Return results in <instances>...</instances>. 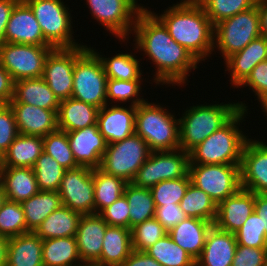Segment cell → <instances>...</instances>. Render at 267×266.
<instances>
[{"instance_id": "obj_34", "label": "cell", "mask_w": 267, "mask_h": 266, "mask_svg": "<svg viewBox=\"0 0 267 266\" xmlns=\"http://www.w3.org/2000/svg\"><path fill=\"white\" fill-rule=\"evenodd\" d=\"M20 204L25 215L27 233L35 232L50 213L63 205L58 192L42 190Z\"/></svg>"}, {"instance_id": "obj_28", "label": "cell", "mask_w": 267, "mask_h": 266, "mask_svg": "<svg viewBox=\"0 0 267 266\" xmlns=\"http://www.w3.org/2000/svg\"><path fill=\"white\" fill-rule=\"evenodd\" d=\"M9 103H27L43 109L59 111L60 101L42 77L14 82V95Z\"/></svg>"}, {"instance_id": "obj_51", "label": "cell", "mask_w": 267, "mask_h": 266, "mask_svg": "<svg viewBox=\"0 0 267 266\" xmlns=\"http://www.w3.org/2000/svg\"><path fill=\"white\" fill-rule=\"evenodd\" d=\"M243 89L248 87L252 90L254 95L260 97L267 93V60L258 63L253 69L247 79L239 86Z\"/></svg>"}, {"instance_id": "obj_60", "label": "cell", "mask_w": 267, "mask_h": 266, "mask_svg": "<svg viewBox=\"0 0 267 266\" xmlns=\"http://www.w3.org/2000/svg\"><path fill=\"white\" fill-rule=\"evenodd\" d=\"M6 195L4 193V189L2 184L0 183V208L2 207L3 203L6 201Z\"/></svg>"}, {"instance_id": "obj_8", "label": "cell", "mask_w": 267, "mask_h": 266, "mask_svg": "<svg viewBox=\"0 0 267 266\" xmlns=\"http://www.w3.org/2000/svg\"><path fill=\"white\" fill-rule=\"evenodd\" d=\"M107 75L98 55L88 47L75 61L73 98L97 108L107 105Z\"/></svg>"}, {"instance_id": "obj_1", "label": "cell", "mask_w": 267, "mask_h": 266, "mask_svg": "<svg viewBox=\"0 0 267 266\" xmlns=\"http://www.w3.org/2000/svg\"><path fill=\"white\" fill-rule=\"evenodd\" d=\"M148 8L137 15L132 36L136 52H143L156 67L153 74L155 85L183 86L189 73L199 67V62L169 34L163 22ZM170 84V85H169Z\"/></svg>"}, {"instance_id": "obj_43", "label": "cell", "mask_w": 267, "mask_h": 266, "mask_svg": "<svg viewBox=\"0 0 267 266\" xmlns=\"http://www.w3.org/2000/svg\"><path fill=\"white\" fill-rule=\"evenodd\" d=\"M213 25L254 7L257 0H196Z\"/></svg>"}, {"instance_id": "obj_35", "label": "cell", "mask_w": 267, "mask_h": 266, "mask_svg": "<svg viewBox=\"0 0 267 266\" xmlns=\"http://www.w3.org/2000/svg\"><path fill=\"white\" fill-rule=\"evenodd\" d=\"M92 176L94 181V213H100L123 195L127 182L105 173L100 168L93 169Z\"/></svg>"}, {"instance_id": "obj_5", "label": "cell", "mask_w": 267, "mask_h": 266, "mask_svg": "<svg viewBox=\"0 0 267 266\" xmlns=\"http://www.w3.org/2000/svg\"><path fill=\"white\" fill-rule=\"evenodd\" d=\"M167 109L149 101L136 106L135 133L146 141L151 151L180 149L179 118Z\"/></svg>"}, {"instance_id": "obj_15", "label": "cell", "mask_w": 267, "mask_h": 266, "mask_svg": "<svg viewBox=\"0 0 267 266\" xmlns=\"http://www.w3.org/2000/svg\"><path fill=\"white\" fill-rule=\"evenodd\" d=\"M93 169L79 166L65 171L58 193L63 206L81 214L94 213Z\"/></svg>"}, {"instance_id": "obj_57", "label": "cell", "mask_w": 267, "mask_h": 266, "mask_svg": "<svg viewBox=\"0 0 267 266\" xmlns=\"http://www.w3.org/2000/svg\"><path fill=\"white\" fill-rule=\"evenodd\" d=\"M259 11L260 34L267 38V0H257Z\"/></svg>"}, {"instance_id": "obj_23", "label": "cell", "mask_w": 267, "mask_h": 266, "mask_svg": "<svg viewBox=\"0 0 267 266\" xmlns=\"http://www.w3.org/2000/svg\"><path fill=\"white\" fill-rule=\"evenodd\" d=\"M267 60V38L260 36L252 40L241 51L225 60V71L230 74V84L238 88L260 62ZM235 86V87H234Z\"/></svg>"}, {"instance_id": "obj_21", "label": "cell", "mask_w": 267, "mask_h": 266, "mask_svg": "<svg viewBox=\"0 0 267 266\" xmlns=\"http://www.w3.org/2000/svg\"><path fill=\"white\" fill-rule=\"evenodd\" d=\"M19 134L44 137L58 129L55 110L43 109L27 103H9Z\"/></svg>"}, {"instance_id": "obj_45", "label": "cell", "mask_w": 267, "mask_h": 266, "mask_svg": "<svg viewBox=\"0 0 267 266\" xmlns=\"http://www.w3.org/2000/svg\"><path fill=\"white\" fill-rule=\"evenodd\" d=\"M191 183L189 174L179 179H169L159 182L150 190L155 206L180 204Z\"/></svg>"}, {"instance_id": "obj_61", "label": "cell", "mask_w": 267, "mask_h": 266, "mask_svg": "<svg viewBox=\"0 0 267 266\" xmlns=\"http://www.w3.org/2000/svg\"><path fill=\"white\" fill-rule=\"evenodd\" d=\"M2 167V156L0 155V168Z\"/></svg>"}, {"instance_id": "obj_3", "label": "cell", "mask_w": 267, "mask_h": 266, "mask_svg": "<svg viewBox=\"0 0 267 266\" xmlns=\"http://www.w3.org/2000/svg\"><path fill=\"white\" fill-rule=\"evenodd\" d=\"M242 101L196 104L187 107L179 118L180 149L189 152L212 133L224 126L240 109L247 110Z\"/></svg>"}, {"instance_id": "obj_49", "label": "cell", "mask_w": 267, "mask_h": 266, "mask_svg": "<svg viewBox=\"0 0 267 266\" xmlns=\"http://www.w3.org/2000/svg\"><path fill=\"white\" fill-rule=\"evenodd\" d=\"M99 214L109 226H121L129 229V205L124 195Z\"/></svg>"}, {"instance_id": "obj_4", "label": "cell", "mask_w": 267, "mask_h": 266, "mask_svg": "<svg viewBox=\"0 0 267 266\" xmlns=\"http://www.w3.org/2000/svg\"><path fill=\"white\" fill-rule=\"evenodd\" d=\"M248 110L240 109L224 126L191 149L190 164H241L242 150L249 136L239 127Z\"/></svg>"}, {"instance_id": "obj_30", "label": "cell", "mask_w": 267, "mask_h": 266, "mask_svg": "<svg viewBox=\"0 0 267 266\" xmlns=\"http://www.w3.org/2000/svg\"><path fill=\"white\" fill-rule=\"evenodd\" d=\"M99 108L73 97L60 101L58 129L71 132L97 124Z\"/></svg>"}, {"instance_id": "obj_46", "label": "cell", "mask_w": 267, "mask_h": 266, "mask_svg": "<svg viewBox=\"0 0 267 266\" xmlns=\"http://www.w3.org/2000/svg\"><path fill=\"white\" fill-rule=\"evenodd\" d=\"M167 233L155 217L138 223L131 228L132 249L134 251H145Z\"/></svg>"}, {"instance_id": "obj_36", "label": "cell", "mask_w": 267, "mask_h": 266, "mask_svg": "<svg viewBox=\"0 0 267 266\" xmlns=\"http://www.w3.org/2000/svg\"><path fill=\"white\" fill-rule=\"evenodd\" d=\"M100 58L107 79L115 80H143L142 70L139 61L135 56L130 52L127 53H118L113 57H104L100 54L98 50L93 49V46L90 47Z\"/></svg>"}, {"instance_id": "obj_12", "label": "cell", "mask_w": 267, "mask_h": 266, "mask_svg": "<svg viewBox=\"0 0 267 266\" xmlns=\"http://www.w3.org/2000/svg\"><path fill=\"white\" fill-rule=\"evenodd\" d=\"M189 164V152L182 149L152 151L138 169L132 183L137 187L151 189L161 181L186 177Z\"/></svg>"}, {"instance_id": "obj_24", "label": "cell", "mask_w": 267, "mask_h": 266, "mask_svg": "<svg viewBox=\"0 0 267 266\" xmlns=\"http://www.w3.org/2000/svg\"><path fill=\"white\" fill-rule=\"evenodd\" d=\"M236 248L235 233L221 230L213 225L195 266H232Z\"/></svg>"}, {"instance_id": "obj_25", "label": "cell", "mask_w": 267, "mask_h": 266, "mask_svg": "<svg viewBox=\"0 0 267 266\" xmlns=\"http://www.w3.org/2000/svg\"><path fill=\"white\" fill-rule=\"evenodd\" d=\"M213 225L212 222L203 219L186 217L167 234L196 261L202 253L207 234Z\"/></svg>"}, {"instance_id": "obj_6", "label": "cell", "mask_w": 267, "mask_h": 266, "mask_svg": "<svg viewBox=\"0 0 267 266\" xmlns=\"http://www.w3.org/2000/svg\"><path fill=\"white\" fill-rule=\"evenodd\" d=\"M34 13L44 39L54 48L83 45L74 39L73 19L62 0H24ZM79 43V44H78Z\"/></svg>"}, {"instance_id": "obj_42", "label": "cell", "mask_w": 267, "mask_h": 266, "mask_svg": "<svg viewBox=\"0 0 267 266\" xmlns=\"http://www.w3.org/2000/svg\"><path fill=\"white\" fill-rule=\"evenodd\" d=\"M43 151L66 170L79 167L70 148L66 131L57 129L43 137Z\"/></svg>"}, {"instance_id": "obj_20", "label": "cell", "mask_w": 267, "mask_h": 266, "mask_svg": "<svg viewBox=\"0 0 267 266\" xmlns=\"http://www.w3.org/2000/svg\"><path fill=\"white\" fill-rule=\"evenodd\" d=\"M107 226L99 213L82 214L75 238L79 256L85 265L92 266L100 258Z\"/></svg>"}, {"instance_id": "obj_54", "label": "cell", "mask_w": 267, "mask_h": 266, "mask_svg": "<svg viewBox=\"0 0 267 266\" xmlns=\"http://www.w3.org/2000/svg\"><path fill=\"white\" fill-rule=\"evenodd\" d=\"M120 266H161L154 258L144 251H132Z\"/></svg>"}, {"instance_id": "obj_48", "label": "cell", "mask_w": 267, "mask_h": 266, "mask_svg": "<svg viewBox=\"0 0 267 266\" xmlns=\"http://www.w3.org/2000/svg\"><path fill=\"white\" fill-rule=\"evenodd\" d=\"M15 116L9 104L0 105V155L7 151L18 135Z\"/></svg>"}, {"instance_id": "obj_33", "label": "cell", "mask_w": 267, "mask_h": 266, "mask_svg": "<svg viewBox=\"0 0 267 266\" xmlns=\"http://www.w3.org/2000/svg\"><path fill=\"white\" fill-rule=\"evenodd\" d=\"M42 261L43 266H86L79 256L75 237L43 240Z\"/></svg>"}, {"instance_id": "obj_11", "label": "cell", "mask_w": 267, "mask_h": 266, "mask_svg": "<svg viewBox=\"0 0 267 266\" xmlns=\"http://www.w3.org/2000/svg\"><path fill=\"white\" fill-rule=\"evenodd\" d=\"M137 2L138 0H86V5L99 25L125 43L129 40V34H132L137 15L144 8Z\"/></svg>"}, {"instance_id": "obj_2", "label": "cell", "mask_w": 267, "mask_h": 266, "mask_svg": "<svg viewBox=\"0 0 267 266\" xmlns=\"http://www.w3.org/2000/svg\"><path fill=\"white\" fill-rule=\"evenodd\" d=\"M153 13L167 27L170 36L199 62L214 52V25L196 0H180L164 10Z\"/></svg>"}, {"instance_id": "obj_14", "label": "cell", "mask_w": 267, "mask_h": 266, "mask_svg": "<svg viewBox=\"0 0 267 266\" xmlns=\"http://www.w3.org/2000/svg\"><path fill=\"white\" fill-rule=\"evenodd\" d=\"M87 48L86 44L74 48H54L47 56L42 78L59 101L72 96L75 61Z\"/></svg>"}, {"instance_id": "obj_26", "label": "cell", "mask_w": 267, "mask_h": 266, "mask_svg": "<svg viewBox=\"0 0 267 266\" xmlns=\"http://www.w3.org/2000/svg\"><path fill=\"white\" fill-rule=\"evenodd\" d=\"M0 183L6 199L13 202L21 203L40 191L33 168L1 167Z\"/></svg>"}, {"instance_id": "obj_37", "label": "cell", "mask_w": 267, "mask_h": 266, "mask_svg": "<svg viewBox=\"0 0 267 266\" xmlns=\"http://www.w3.org/2000/svg\"><path fill=\"white\" fill-rule=\"evenodd\" d=\"M123 195L129 205V229L138 223L155 217V204L150 189L127 183Z\"/></svg>"}, {"instance_id": "obj_9", "label": "cell", "mask_w": 267, "mask_h": 266, "mask_svg": "<svg viewBox=\"0 0 267 266\" xmlns=\"http://www.w3.org/2000/svg\"><path fill=\"white\" fill-rule=\"evenodd\" d=\"M151 152L146 141L134 133L122 141L107 144L100 169L131 183Z\"/></svg>"}, {"instance_id": "obj_32", "label": "cell", "mask_w": 267, "mask_h": 266, "mask_svg": "<svg viewBox=\"0 0 267 266\" xmlns=\"http://www.w3.org/2000/svg\"><path fill=\"white\" fill-rule=\"evenodd\" d=\"M82 214L66 206H61L40 224L35 233L42 239L75 237Z\"/></svg>"}, {"instance_id": "obj_41", "label": "cell", "mask_w": 267, "mask_h": 266, "mask_svg": "<svg viewBox=\"0 0 267 266\" xmlns=\"http://www.w3.org/2000/svg\"><path fill=\"white\" fill-rule=\"evenodd\" d=\"M142 80H115L107 79V104L121 103L138 106L148 99H144L142 92ZM142 84V85H141ZM142 95V96H140ZM142 97V98H141ZM116 101V102H115ZM119 101V102H118ZM111 102V103H110Z\"/></svg>"}, {"instance_id": "obj_10", "label": "cell", "mask_w": 267, "mask_h": 266, "mask_svg": "<svg viewBox=\"0 0 267 266\" xmlns=\"http://www.w3.org/2000/svg\"><path fill=\"white\" fill-rule=\"evenodd\" d=\"M189 177L217 205L242 188L240 164H189Z\"/></svg>"}, {"instance_id": "obj_53", "label": "cell", "mask_w": 267, "mask_h": 266, "mask_svg": "<svg viewBox=\"0 0 267 266\" xmlns=\"http://www.w3.org/2000/svg\"><path fill=\"white\" fill-rule=\"evenodd\" d=\"M14 95V80L0 63V105L9 104Z\"/></svg>"}, {"instance_id": "obj_56", "label": "cell", "mask_w": 267, "mask_h": 266, "mask_svg": "<svg viewBox=\"0 0 267 266\" xmlns=\"http://www.w3.org/2000/svg\"><path fill=\"white\" fill-rule=\"evenodd\" d=\"M254 211L261 217V223L267 236V194H255Z\"/></svg>"}, {"instance_id": "obj_7", "label": "cell", "mask_w": 267, "mask_h": 266, "mask_svg": "<svg viewBox=\"0 0 267 266\" xmlns=\"http://www.w3.org/2000/svg\"><path fill=\"white\" fill-rule=\"evenodd\" d=\"M259 11L257 4L214 25V51L222 54L224 61L241 51L252 40L260 37Z\"/></svg>"}, {"instance_id": "obj_44", "label": "cell", "mask_w": 267, "mask_h": 266, "mask_svg": "<svg viewBox=\"0 0 267 266\" xmlns=\"http://www.w3.org/2000/svg\"><path fill=\"white\" fill-rule=\"evenodd\" d=\"M25 233L27 226L21 204L6 200L0 208V235L11 238Z\"/></svg>"}, {"instance_id": "obj_47", "label": "cell", "mask_w": 267, "mask_h": 266, "mask_svg": "<svg viewBox=\"0 0 267 266\" xmlns=\"http://www.w3.org/2000/svg\"><path fill=\"white\" fill-rule=\"evenodd\" d=\"M236 242L253 248H266L267 236L261 223V217L253 211L241 228L235 232Z\"/></svg>"}, {"instance_id": "obj_19", "label": "cell", "mask_w": 267, "mask_h": 266, "mask_svg": "<svg viewBox=\"0 0 267 266\" xmlns=\"http://www.w3.org/2000/svg\"><path fill=\"white\" fill-rule=\"evenodd\" d=\"M123 106L107 104L98 111V129L107 144L122 141L135 133L136 106Z\"/></svg>"}, {"instance_id": "obj_59", "label": "cell", "mask_w": 267, "mask_h": 266, "mask_svg": "<svg viewBox=\"0 0 267 266\" xmlns=\"http://www.w3.org/2000/svg\"><path fill=\"white\" fill-rule=\"evenodd\" d=\"M256 100H258L261 105V112H264V116H267V93L261 95L260 97H258ZM267 119V117H266Z\"/></svg>"}, {"instance_id": "obj_62", "label": "cell", "mask_w": 267, "mask_h": 266, "mask_svg": "<svg viewBox=\"0 0 267 266\" xmlns=\"http://www.w3.org/2000/svg\"><path fill=\"white\" fill-rule=\"evenodd\" d=\"M266 266H267V247H266Z\"/></svg>"}, {"instance_id": "obj_55", "label": "cell", "mask_w": 267, "mask_h": 266, "mask_svg": "<svg viewBox=\"0 0 267 266\" xmlns=\"http://www.w3.org/2000/svg\"><path fill=\"white\" fill-rule=\"evenodd\" d=\"M19 0H0V45L4 43L6 26L11 12Z\"/></svg>"}, {"instance_id": "obj_52", "label": "cell", "mask_w": 267, "mask_h": 266, "mask_svg": "<svg viewBox=\"0 0 267 266\" xmlns=\"http://www.w3.org/2000/svg\"><path fill=\"white\" fill-rule=\"evenodd\" d=\"M155 218L162 224L164 229L169 232L187 216L181 209L180 204L155 206Z\"/></svg>"}, {"instance_id": "obj_58", "label": "cell", "mask_w": 267, "mask_h": 266, "mask_svg": "<svg viewBox=\"0 0 267 266\" xmlns=\"http://www.w3.org/2000/svg\"><path fill=\"white\" fill-rule=\"evenodd\" d=\"M9 238L0 235V266H6Z\"/></svg>"}, {"instance_id": "obj_39", "label": "cell", "mask_w": 267, "mask_h": 266, "mask_svg": "<svg viewBox=\"0 0 267 266\" xmlns=\"http://www.w3.org/2000/svg\"><path fill=\"white\" fill-rule=\"evenodd\" d=\"M161 266H195V260L166 234L144 251Z\"/></svg>"}, {"instance_id": "obj_27", "label": "cell", "mask_w": 267, "mask_h": 266, "mask_svg": "<svg viewBox=\"0 0 267 266\" xmlns=\"http://www.w3.org/2000/svg\"><path fill=\"white\" fill-rule=\"evenodd\" d=\"M132 251L131 229L108 225L101 256L92 266H120Z\"/></svg>"}, {"instance_id": "obj_40", "label": "cell", "mask_w": 267, "mask_h": 266, "mask_svg": "<svg viewBox=\"0 0 267 266\" xmlns=\"http://www.w3.org/2000/svg\"><path fill=\"white\" fill-rule=\"evenodd\" d=\"M33 171L36 175L39 190L58 192L66 169L43 151L36 160Z\"/></svg>"}, {"instance_id": "obj_29", "label": "cell", "mask_w": 267, "mask_h": 266, "mask_svg": "<svg viewBox=\"0 0 267 266\" xmlns=\"http://www.w3.org/2000/svg\"><path fill=\"white\" fill-rule=\"evenodd\" d=\"M42 246L35 232L9 238L6 266H43Z\"/></svg>"}, {"instance_id": "obj_50", "label": "cell", "mask_w": 267, "mask_h": 266, "mask_svg": "<svg viewBox=\"0 0 267 266\" xmlns=\"http://www.w3.org/2000/svg\"><path fill=\"white\" fill-rule=\"evenodd\" d=\"M266 248L238 245L232 266H266Z\"/></svg>"}, {"instance_id": "obj_13", "label": "cell", "mask_w": 267, "mask_h": 266, "mask_svg": "<svg viewBox=\"0 0 267 266\" xmlns=\"http://www.w3.org/2000/svg\"><path fill=\"white\" fill-rule=\"evenodd\" d=\"M52 46L16 43L0 45V63L10 73L14 82L22 79L39 78Z\"/></svg>"}, {"instance_id": "obj_22", "label": "cell", "mask_w": 267, "mask_h": 266, "mask_svg": "<svg viewBox=\"0 0 267 266\" xmlns=\"http://www.w3.org/2000/svg\"><path fill=\"white\" fill-rule=\"evenodd\" d=\"M255 193L240 189L217 205L214 225L224 231L235 233L254 211Z\"/></svg>"}, {"instance_id": "obj_16", "label": "cell", "mask_w": 267, "mask_h": 266, "mask_svg": "<svg viewBox=\"0 0 267 266\" xmlns=\"http://www.w3.org/2000/svg\"><path fill=\"white\" fill-rule=\"evenodd\" d=\"M241 187L255 194H267V143L248 138L242 150Z\"/></svg>"}, {"instance_id": "obj_18", "label": "cell", "mask_w": 267, "mask_h": 266, "mask_svg": "<svg viewBox=\"0 0 267 266\" xmlns=\"http://www.w3.org/2000/svg\"><path fill=\"white\" fill-rule=\"evenodd\" d=\"M70 148L79 166L100 168L107 142L94 124L83 129L67 132Z\"/></svg>"}, {"instance_id": "obj_17", "label": "cell", "mask_w": 267, "mask_h": 266, "mask_svg": "<svg viewBox=\"0 0 267 266\" xmlns=\"http://www.w3.org/2000/svg\"><path fill=\"white\" fill-rule=\"evenodd\" d=\"M4 42L51 46L45 39L33 11L24 0L13 8L6 26Z\"/></svg>"}, {"instance_id": "obj_31", "label": "cell", "mask_w": 267, "mask_h": 266, "mask_svg": "<svg viewBox=\"0 0 267 266\" xmlns=\"http://www.w3.org/2000/svg\"><path fill=\"white\" fill-rule=\"evenodd\" d=\"M43 152V137L18 134L2 156V167L33 168Z\"/></svg>"}, {"instance_id": "obj_38", "label": "cell", "mask_w": 267, "mask_h": 266, "mask_svg": "<svg viewBox=\"0 0 267 266\" xmlns=\"http://www.w3.org/2000/svg\"><path fill=\"white\" fill-rule=\"evenodd\" d=\"M180 207L187 217L203 219L214 224L217 216V204L203 190L189 184Z\"/></svg>"}]
</instances>
